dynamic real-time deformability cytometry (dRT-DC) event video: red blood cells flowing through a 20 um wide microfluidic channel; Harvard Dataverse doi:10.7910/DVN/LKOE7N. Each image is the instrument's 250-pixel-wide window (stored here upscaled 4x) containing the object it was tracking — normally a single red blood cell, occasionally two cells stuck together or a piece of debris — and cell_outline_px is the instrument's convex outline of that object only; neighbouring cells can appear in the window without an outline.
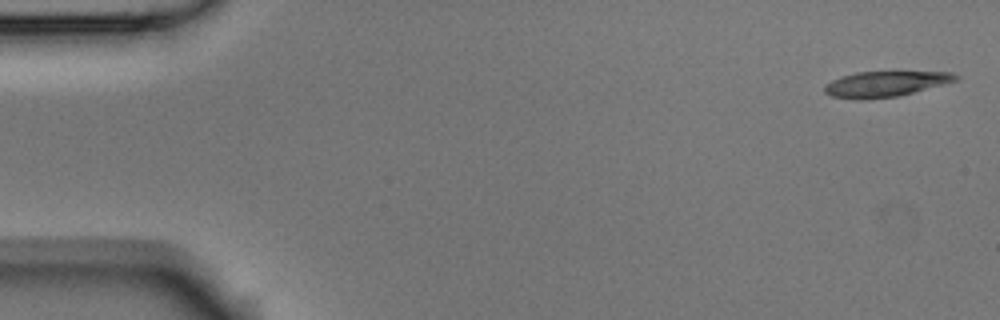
{"species": "Egyptian fruit bat (a non-hibernating species)", "species_latin": "Rousettus aegyptiacus", "temperature_condition": "room temperature", "stored_images_in_passage": 6, "camera_frame_rate_fps": 3000, "um_per_image_px": 0.085, "animal": {"sex": "male"}, "frame": {"image": 1, "passage_image": 1, "time_ms": 0.0, "image_size_px": [1000, 320], "cell_outline_px": [[960, 80], [900, 96], [868, 100], [856, 100], [832, 96], [824, 92], [824, 88], [832, 80], [840, 76], [856, 72], [892, 68], [952, 72], [960, 76]], "centroid_in_image_um": [75.37, 7.07], "position_along_channel_um": 9.6, "area_um2": 21.15}}
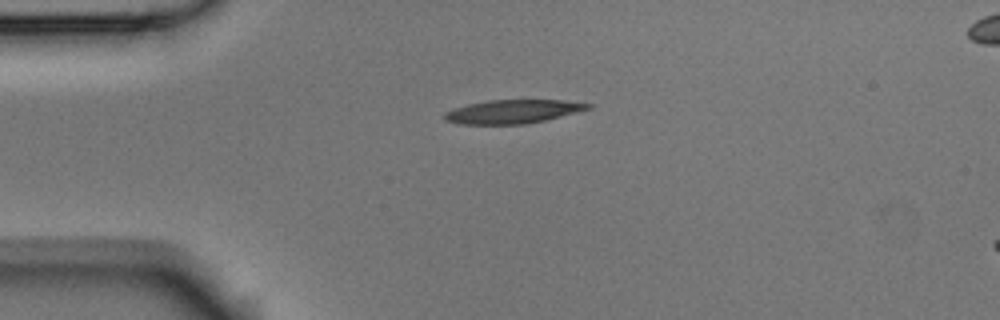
{"frame": {"image": 2, "passage_image": 4, "time_ms": 1.0, "image_size_px": [1000, 320], "cell_outline_px": [[592, 108], [528, 124], [460, 124], [444, 120], [444, 112], [468, 104], [488, 100], [564, 100], [592, 104]], "centroid_in_image_um": [43.58, 9.48], "position_along_channel_um": 41.4, "area_um2": 19.65}}